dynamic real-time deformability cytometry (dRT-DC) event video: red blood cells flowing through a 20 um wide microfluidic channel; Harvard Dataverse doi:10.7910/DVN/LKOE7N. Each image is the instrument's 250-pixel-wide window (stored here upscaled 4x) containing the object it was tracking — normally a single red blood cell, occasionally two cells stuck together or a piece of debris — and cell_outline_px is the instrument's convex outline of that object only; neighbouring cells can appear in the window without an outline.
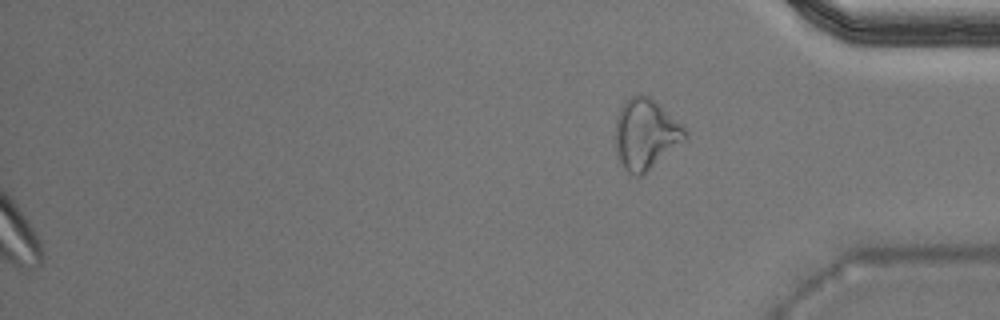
{"species": "Egyptian fruit bat (a non-hibernating species)", "species_latin": "Rousettus aegyptiacus", "temperature_condition": "warm", "stored_images_in_passage": 40, "camera_frame_rate_fps": 3000, "um_per_image_px": 0.085, "animal": {"sex": "male"}, "frame": {"image": 1, "passage_image": 40, "time_ms": 13.0, "image_size_px": [1000, 320], "cell_outline_px": [[688, 136], [684, 140], [640, 176], [636, 176], [628, 172], [624, 168], [620, 160], [616, 148], [616, 116], [620, 108], [632, 96], [648, 96], [680, 124], [688, 132]], "centroid_in_image_um": [54.85, 11.41], "position_along_channel_um": 380.3, "area_um2": 27.46}}